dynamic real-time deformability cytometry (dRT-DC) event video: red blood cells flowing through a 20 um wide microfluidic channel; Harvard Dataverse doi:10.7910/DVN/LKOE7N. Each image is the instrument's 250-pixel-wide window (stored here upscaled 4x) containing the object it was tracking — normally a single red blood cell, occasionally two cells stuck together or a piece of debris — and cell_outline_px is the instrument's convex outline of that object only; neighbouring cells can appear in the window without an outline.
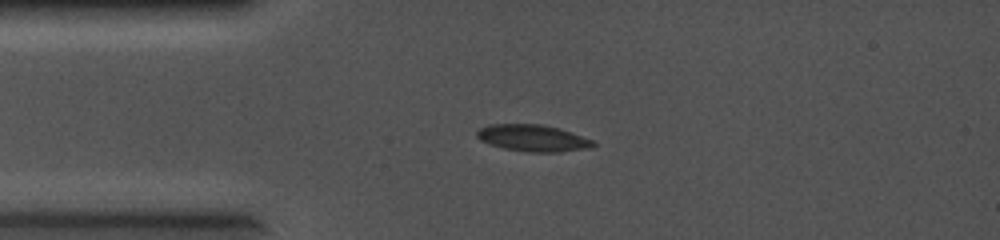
{"species": "common noctule bat (a hibernating species)", "species_latin": "Nyctalus noctula", "temperature_condition": "cold", "stored_images_in_passage": 5, "camera_frame_rate_fps": 5000, "um_per_image_px": 0.085, "animal": {"sex": "female", "body_mass_g": 19.0, "forearm_length_mm": 56.7}, "frame": {"image": 1, "passage_image": 2, "time_ms": 0.2, "image_size_px": [1000, 240], "cell_outline_px": [[596, 144], [588, 148], [560, 152], [528, 152], [504, 148], [480, 140], [476, 136], [476, 132], [480, 128], [488, 124], [540, 124], [560, 128], [592, 140]], "centroid_in_image_um": [45.28, 11.73], "position_along_channel_um": 39.7, "area_um2": 17.98}}
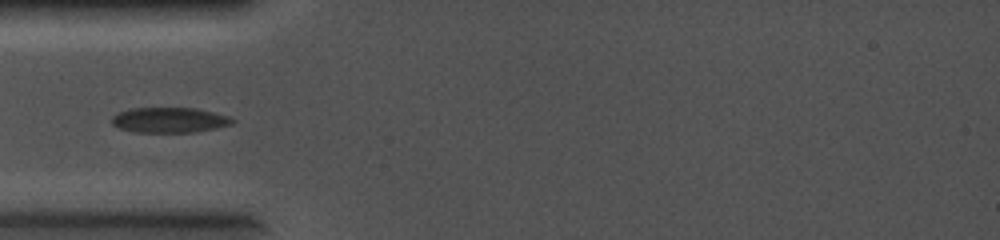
{"frame": {"image": 2, "passage_image": 3, "time_ms": 0.4, "image_size_px": [1000, 240], "cell_outline_px": [[236, 120], [232, 124], [216, 128], [196, 132], [136, 132], [120, 128], [112, 124], [112, 116], [116, 112], [132, 108], [196, 108], [228, 116]], "centroid_in_image_um": [14.39, 10.2], "position_along_channel_um": 70.6, "area_um2": 17.74}}
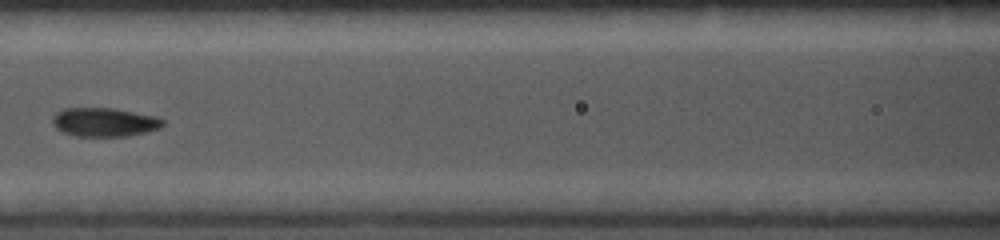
{"frame": {"image": 3, "passage_image": 5, "time_ms": 0.8, "image_size_px": [1000, 240], "cell_outline_px": [[164, 124], [160, 128], [128, 136], [76, 136], [64, 132], [56, 128], [52, 124], [52, 116], [56, 112], [64, 108], [116, 108], [156, 116], [164, 120]], "centroid_in_image_um": [8.86, 10.37], "position_along_channel_um": 157.7, "area_um2": 18.61}}